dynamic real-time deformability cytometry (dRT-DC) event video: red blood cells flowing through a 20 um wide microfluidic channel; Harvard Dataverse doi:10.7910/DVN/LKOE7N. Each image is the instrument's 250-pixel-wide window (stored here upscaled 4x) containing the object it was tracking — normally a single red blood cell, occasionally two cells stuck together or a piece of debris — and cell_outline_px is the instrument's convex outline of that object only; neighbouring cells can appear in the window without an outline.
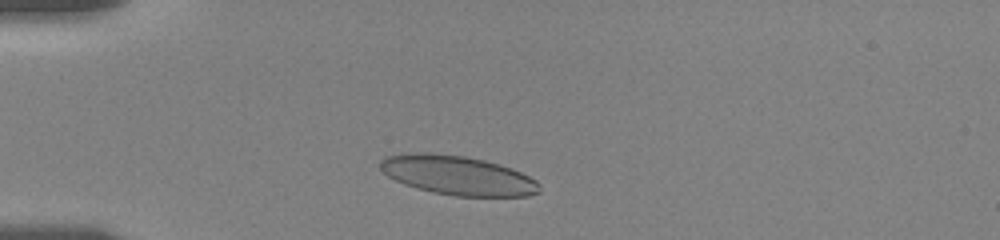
{"species": "human", "species_latin": "Homo sapiens", "temperature_condition": "room temperature", "stored_images_in_passage": 3, "camera_frame_rate_fps": 3000, "um_per_image_px": 0.085, "donor": {"sex": "female"}, "frame": {"image": 1, "passage_image": 2, "time_ms": 0.667, "image_size_px": [1000, 240], "cell_outline_px": [[540, 192], [528, 196], [456, 196], [416, 188], [404, 184], [388, 176], [380, 168], [380, 160], [384, 156], [404, 152], [424, 152], [464, 156], [484, 160], [500, 164], [520, 172], [536, 180], [540, 184]], "centroid_in_image_um": [38.88, 14.89], "position_along_channel_um": 46.1, "area_um2": 36.41}}